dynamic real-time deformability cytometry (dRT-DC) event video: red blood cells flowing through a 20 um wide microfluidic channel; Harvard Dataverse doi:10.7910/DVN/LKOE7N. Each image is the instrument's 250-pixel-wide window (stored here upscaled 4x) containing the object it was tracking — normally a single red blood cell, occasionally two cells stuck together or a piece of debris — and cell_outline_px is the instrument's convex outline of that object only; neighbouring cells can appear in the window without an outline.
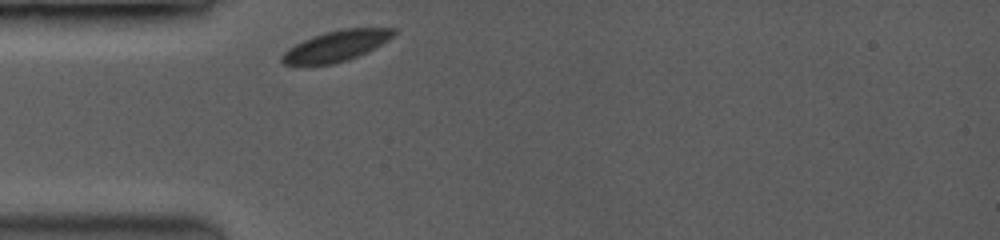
{"species": "common noctule bat (a hibernating species)", "species_latin": "Nyctalus noctula", "temperature_condition": "room temperature", "stored_images_in_passage": 42, "camera_frame_rate_fps": 3500, "um_per_image_px": 0.085, "animal": {"sex": "female", "body_mass_g": 19.0, "forearm_length_mm": 53.3}, "frame": {"image": 1, "passage_image": 1, "time_ms": 0.0, "image_size_px": [1000, 240], "cell_outline_px": [[396, 32], [388, 40], [348, 60], [332, 64], [284, 64], [280, 60], [280, 56], [288, 48], [312, 36], [324, 32], [344, 28], [396, 28]], "centroid_in_image_um": [28.55, 3.89], "position_along_channel_um": 56.5, "area_um2": 19.59}}
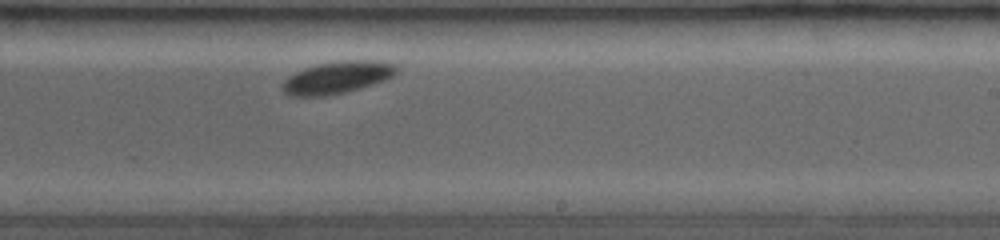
{"frame": {"image": 2, "passage_image": 29, "time_ms": 5.429, "image_size_px": [1000, 240], "cell_outline_px": [[400, 68], [392, 76], [384, 80], [372, 84], [340, 92], [316, 96], [292, 96], [284, 92], [284, 80], [288, 76], [304, 68], [316, 64], [344, 60], [372, 60], [396, 64]], "centroid_in_image_um": [28.68, 6.55], "position_along_channel_um": 260.3, "area_um2": 20.87}}
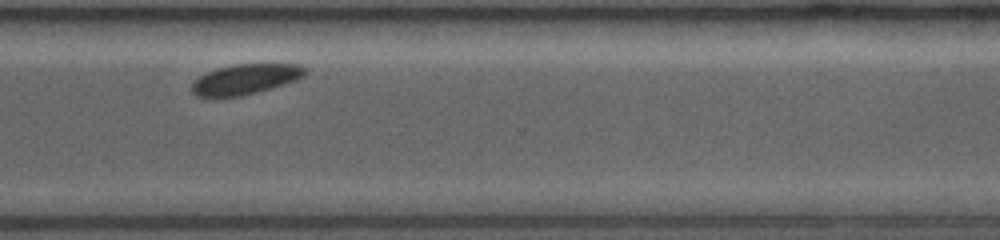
{"frame": {"image": 3, "passage_image": 41, "time_ms": 7.714, "image_size_px": [1000, 240], "cell_outline_px": [[304, 76], [268, 88], [240, 96], [216, 100], [196, 96], [192, 92], [192, 84], [200, 76], [208, 72], [220, 68], [236, 64], [296, 64], [304, 68]], "centroid_in_image_um": [20.73, 6.77], "position_along_channel_um": 349.9, "area_um2": 19.65}}